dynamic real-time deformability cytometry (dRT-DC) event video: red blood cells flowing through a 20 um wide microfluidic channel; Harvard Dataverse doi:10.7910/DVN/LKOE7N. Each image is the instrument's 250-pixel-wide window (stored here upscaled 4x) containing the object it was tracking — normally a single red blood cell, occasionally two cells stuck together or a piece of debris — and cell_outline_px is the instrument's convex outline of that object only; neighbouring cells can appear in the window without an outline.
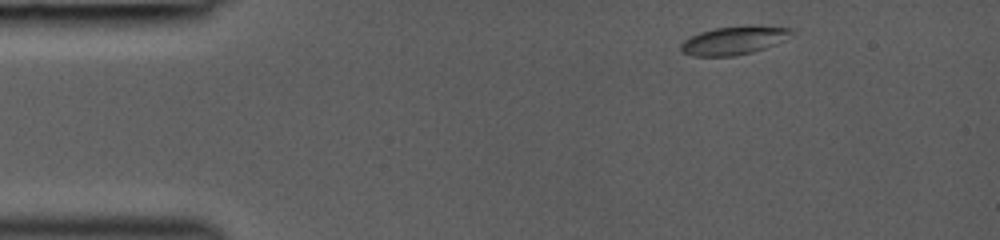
{"species": "common noctule bat (a hibernating species)", "species_latin": "Nyctalus noctula", "temperature_condition": "room temperature", "stored_images_in_passage": 9, "camera_frame_rate_fps": 3000, "um_per_image_px": 0.085, "animal": {"sex": "female", "body_mass_g": 19.0, "forearm_length_mm": 53.3}, "frame": {"image": 1, "passage_image": 1, "time_ms": 0.0, "image_size_px": [1000, 240], "cell_outline_px": [[796, 32], [776, 44], [752, 52], [732, 56], [692, 56], [680, 52], [680, 44], [684, 40], [700, 32], [716, 28], [748, 24], [760, 24], [792, 28]], "centroid_in_image_um": [62.42, 3.41], "position_along_channel_um": 22.6, "area_um2": 18.67}}
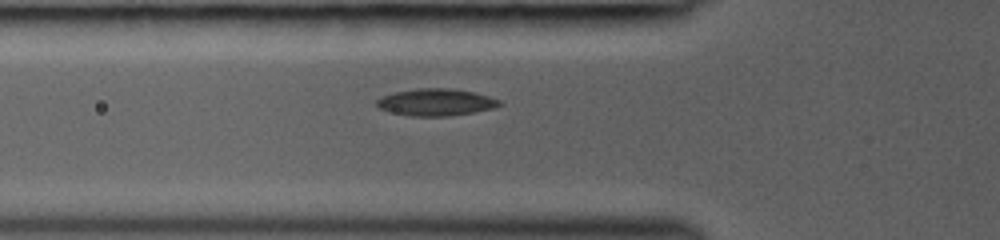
{"frame": {"image": 2, "passage_image": 6, "time_ms": 3.333, "image_size_px": [1000, 240], "cell_outline_px": [[500, 104], [496, 108], [452, 116], [408, 116], [392, 112], [380, 108], [376, 104], [376, 100], [380, 96], [396, 92], [416, 88], [448, 88], [472, 92], [488, 96], [500, 100]], "centroid_in_image_um": [37.04, 8.69], "position_along_channel_um": 88.8, "area_um2": 19.31}}
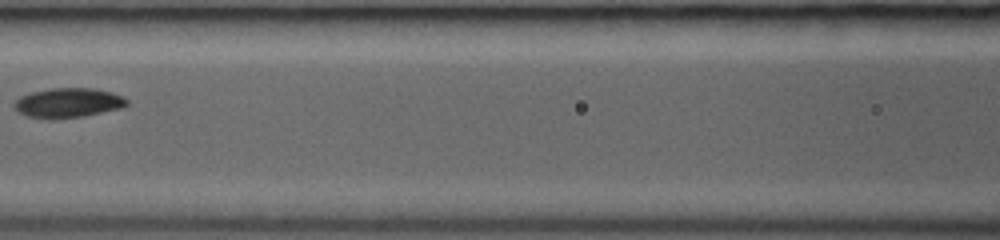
{"frame": {"image": 3, "passage_image": 8, "time_ms": 5.0, "image_size_px": [1000, 240], "cell_outline_px": [[128, 104], [120, 108], [84, 116], [52, 120], [48, 120], [28, 116], [20, 112], [12, 104], [20, 96], [32, 92], [52, 88], [92, 88], [112, 92], [128, 100]], "centroid_in_image_um": [5.77, 8.75], "position_along_channel_um": 160.8, "area_um2": 19.42}}